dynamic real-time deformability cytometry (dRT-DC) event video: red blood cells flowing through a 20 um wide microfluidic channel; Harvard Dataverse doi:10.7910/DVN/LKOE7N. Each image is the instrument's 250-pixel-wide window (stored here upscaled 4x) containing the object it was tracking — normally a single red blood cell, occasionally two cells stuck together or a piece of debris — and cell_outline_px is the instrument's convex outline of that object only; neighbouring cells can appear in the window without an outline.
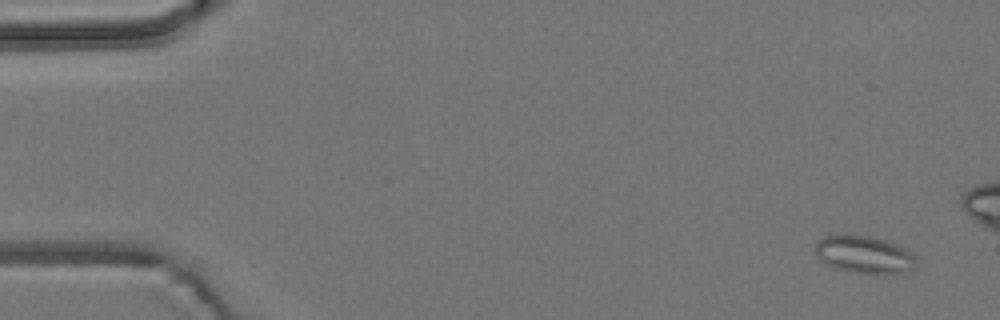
{"species": "common noctule bat (a hibernating species)", "species_latin": "Nyctalus noctula", "temperature_condition": "room temperature", "stored_images_in_passage": 5, "camera_frame_rate_fps": 3000, "um_per_image_px": 0.085, "animal": {"sex": "male", "body_mass_g": 19.2, "forearm_length_mm": 51.8}, "frame": {"image": 1, "passage_image": 1, "time_ms": 0.0, "image_size_px": [1000, 320], "cell_outline_px": [[916, 268], [900, 272], [852, 272], [836, 268], [824, 264], [816, 256], [816, 244], [824, 236], [844, 232], [868, 236], [884, 240], [896, 244], [904, 248], [916, 260]], "centroid_in_image_um": [73.37, 21.59], "position_along_channel_um": 11.6, "area_um2": 21.85}}